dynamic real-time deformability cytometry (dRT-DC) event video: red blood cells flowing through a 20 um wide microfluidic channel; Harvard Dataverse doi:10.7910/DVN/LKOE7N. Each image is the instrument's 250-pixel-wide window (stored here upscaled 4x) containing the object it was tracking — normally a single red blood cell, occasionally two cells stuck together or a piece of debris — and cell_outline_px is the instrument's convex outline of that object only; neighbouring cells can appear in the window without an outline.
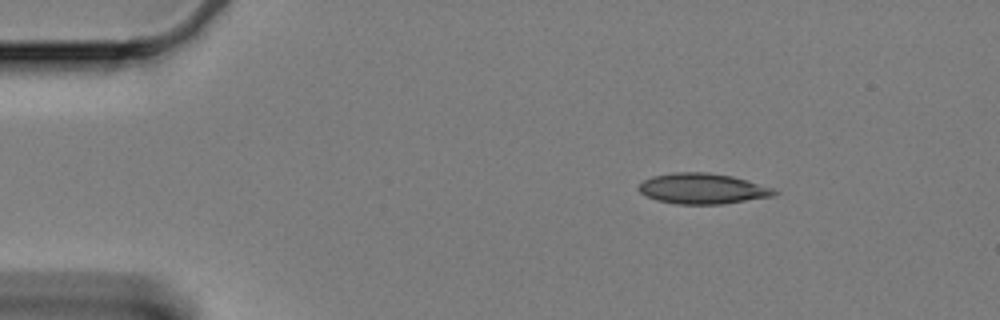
{"species": "Egyptian fruit bat (a non-hibernating species)", "species_latin": "Rousettus aegyptiacus", "temperature_condition": "cold", "stored_images_in_passage": 3, "camera_frame_rate_fps": 3000, "um_per_image_px": 0.085, "animal": {"sex": "female"}, "frame": {"image": 1, "passage_image": 1, "time_ms": 0.0, "image_size_px": [1000, 320], "cell_outline_px": [[776, 192], [772, 196], [724, 204], [676, 204], [656, 200], [644, 196], [636, 188], [644, 180], [652, 176], [676, 172], [708, 172], [732, 176], [772, 188]], "centroid_in_image_um": [59.64, 16.04], "position_along_channel_um": 25.4, "area_um2": 24.04}}